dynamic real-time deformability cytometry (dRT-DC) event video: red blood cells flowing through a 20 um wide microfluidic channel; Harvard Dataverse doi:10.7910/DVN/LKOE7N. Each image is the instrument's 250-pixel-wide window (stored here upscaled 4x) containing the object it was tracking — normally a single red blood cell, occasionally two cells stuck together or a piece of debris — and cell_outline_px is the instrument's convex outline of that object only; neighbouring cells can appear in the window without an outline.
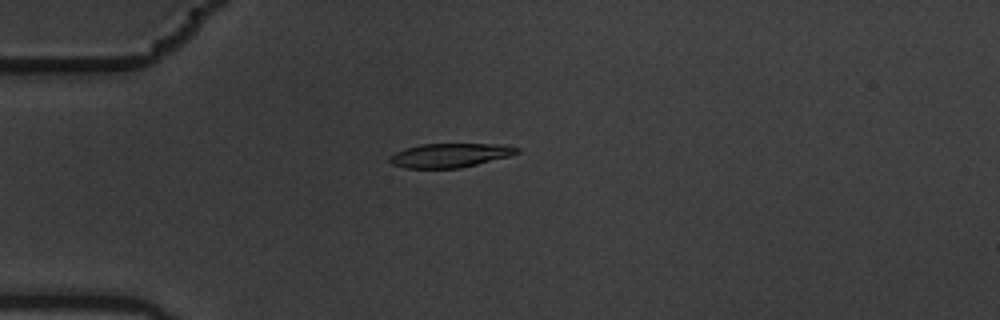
{"species": "common noctule bat (a hibernating species)", "species_latin": "Nyctalus noctula", "temperature_condition": "warm", "stored_images_in_passage": 7, "camera_frame_rate_fps": 3000, "um_per_image_px": 0.085, "animal": {"sex": "male", "body_mass_g": 19.5, "forearm_length_mm": 54.6}, "frame": {"image": 1, "passage_image": 4, "time_ms": 1.0, "image_size_px": [1000, 320], "cell_outline_px": [[520, 152], [508, 156], [460, 168], [404, 168], [392, 164], [388, 160], [388, 156], [404, 148], [420, 144], [504, 144], [520, 148]], "centroid_in_image_um": [38.21, 13.19], "position_along_channel_um": 46.8, "area_um2": 17.86}}
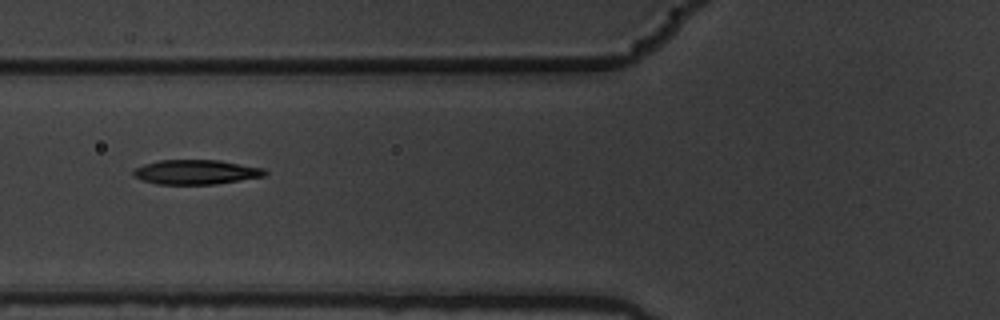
{"frame": {"image": 2, "passage_image": 6, "time_ms": 1.667, "image_size_px": [1000, 320], "cell_outline_px": [[268, 172], [264, 176], [216, 184], [156, 184], [132, 176], [132, 172], [136, 168], [144, 164], [160, 160], [220, 160], [264, 168]], "centroid_in_image_um": [16.66, 14.62], "position_along_channel_um": 109.1, "area_um2": 18.79}}
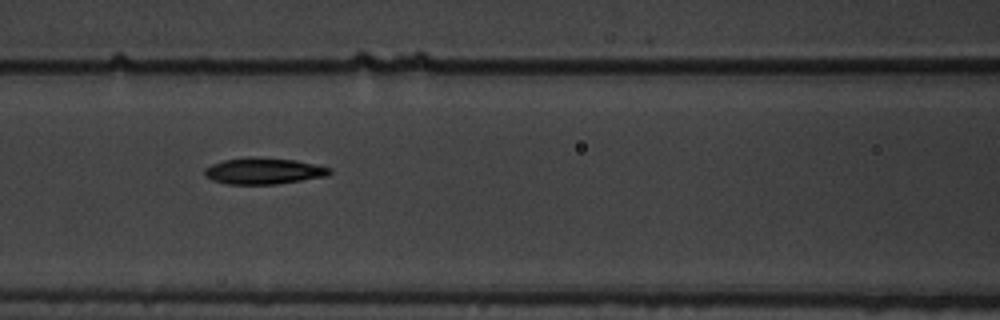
{"frame": {"image": 3, "passage_image": 7, "time_ms": 2.0, "image_size_px": [1000, 320], "cell_outline_px": [[332, 172], [328, 176], [276, 184], [228, 184], [212, 180], [204, 176], [204, 168], [212, 164], [224, 160], [248, 156], [252, 156], [296, 160], [316, 164], [332, 168]], "centroid_in_image_um": [22.41, 14.52], "position_along_channel_um": 144.2, "area_um2": 19.42}}